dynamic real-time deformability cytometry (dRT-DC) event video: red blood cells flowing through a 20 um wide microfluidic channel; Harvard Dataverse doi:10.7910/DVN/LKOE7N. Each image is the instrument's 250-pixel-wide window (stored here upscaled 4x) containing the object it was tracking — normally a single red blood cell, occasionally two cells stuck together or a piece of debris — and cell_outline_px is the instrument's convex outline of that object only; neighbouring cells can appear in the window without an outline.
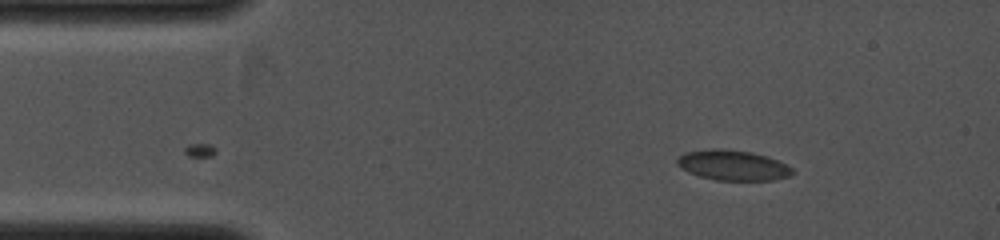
{"species": "common noctule bat (a hibernating species)", "species_latin": "Nyctalus noctula", "temperature_condition": "cold", "stored_images_in_passage": 5, "camera_frame_rate_fps": 4000, "um_per_image_px": 0.085, "animal": {"sex": "female", "body_mass_g": 19.0, "forearm_length_mm": 53.3}, "frame": {"image": 1, "passage_image": 5, "time_ms": 1.25, "image_size_px": [1000, 240], "cell_outline_px": [[796, 172], [792, 176], [772, 180], [716, 180], [700, 176], [688, 172], [680, 168], [676, 164], [676, 160], [684, 152], [712, 148], [724, 148], [752, 152], [768, 156], [788, 164]], "centroid_in_image_um": [62.32, 14.04], "position_along_channel_um": 22.7, "area_um2": 20.69}}